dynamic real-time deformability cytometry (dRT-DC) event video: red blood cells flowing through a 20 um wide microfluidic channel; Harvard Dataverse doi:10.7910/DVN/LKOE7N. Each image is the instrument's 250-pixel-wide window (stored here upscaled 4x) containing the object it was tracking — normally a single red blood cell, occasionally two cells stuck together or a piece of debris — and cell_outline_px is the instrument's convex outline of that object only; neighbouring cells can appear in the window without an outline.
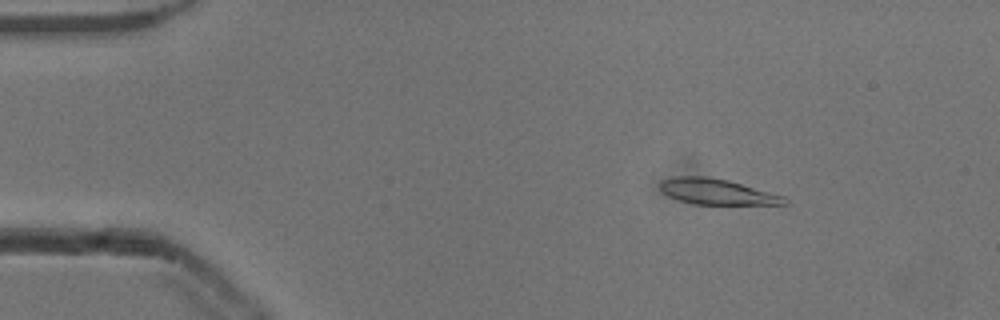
{"species": "common noctule bat (a hibernating species)", "species_latin": "Nyctalus noctula", "temperature_condition": "cold", "stored_images_in_passage": 53, "camera_frame_rate_fps": 3000, "um_per_image_px": 0.085, "animal": {"sex": "male", "body_mass_g": 13.3}, "frame": {"image": 1, "passage_image": 8, "time_ms": 2.333, "image_size_px": [1000, 320], "cell_outline_px": [[788, 204], [692, 204], [668, 196], [660, 188], [660, 180], [676, 176], [708, 176], [728, 180], [784, 196], [788, 200]], "centroid_in_image_um": [60.92, 16.29], "position_along_channel_um": 24.1, "area_um2": 18.5}}
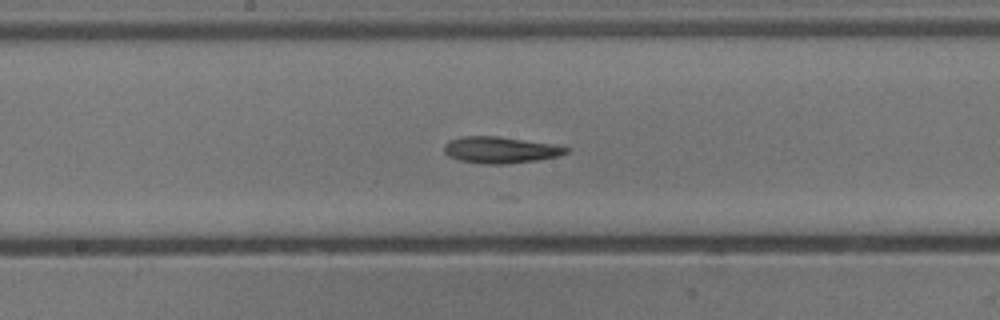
{"frame": {"image": 2, "passage_image": 28, "time_ms": 9.0, "image_size_px": [1000, 320], "cell_outline_px": [[572, 148], [568, 152], [556, 156], [536, 160], [508, 164], [484, 164], [460, 160], [448, 156], [444, 152], [444, 148], [452, 140], [464, 136], [500, 136]], "centroid_in_image_um": [42.53, 12.75], "position_along_channel_um": 205.7, "area_um2": 18.44}}
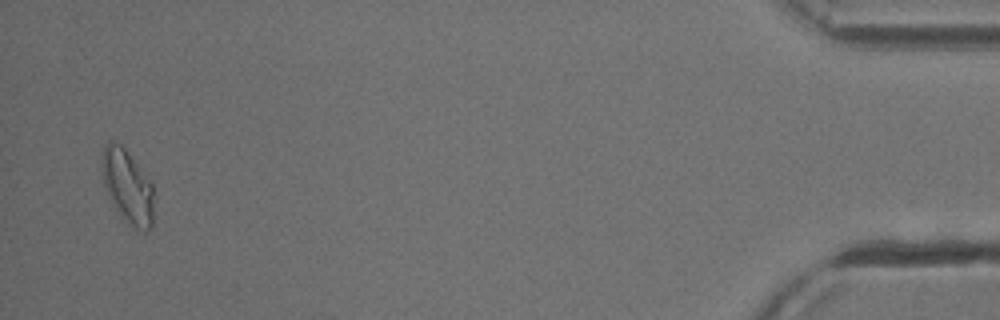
{"frame": {"image": 3, "passage_image": 52, "time_ms": 17.0, "image_size_px": [1000, 320], "cell_outline_px": [[152, 228], [144, 232], [136, 228], [120, 216], [108, 196], [104, 184], [104, 144], [108, 140], [112, 140], [120, 144], [124, 148], [152, 184]], "centroid_in_image_um": [10.85, 15.88], "position_along_channel_um": 424.4, "area_um2": 21.44}}